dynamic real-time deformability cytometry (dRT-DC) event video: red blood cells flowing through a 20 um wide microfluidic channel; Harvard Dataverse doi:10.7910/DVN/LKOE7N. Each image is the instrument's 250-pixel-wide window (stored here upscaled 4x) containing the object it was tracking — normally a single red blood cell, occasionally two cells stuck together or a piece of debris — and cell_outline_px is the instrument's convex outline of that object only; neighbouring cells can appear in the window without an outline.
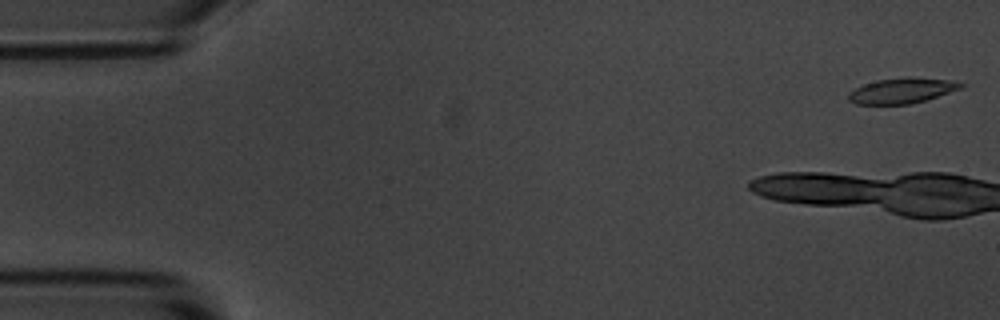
{"species": "common noctule bat (a hibernating species)", "species_latin": "Nyctalus noctula", "temperature_condition": "room temperature", "stored_images_in_passage": 4, "camera_frame_rate_fps": 3000, "um_per_image_px": 0.085, "animal": {"sex": "male", "body_mass_g": 20.1, "forearm_length_mm": 53.5}, "frame": {"image": 1, "passage_image": 1, "time_ms": 0.0, "image_size_px": [1000, 320], "cell_outline_px": [[964, 84], [960, 88], [924, 100], [908, 104], [856, 104], [848, 100], [848, 92], [864, 84], [876, 80], [908, 76], [948, 80]], "centroid_in_image_um": [76.58, 7.69], "position_along_channel_um": 8.4, "area_um2": 16.36}}